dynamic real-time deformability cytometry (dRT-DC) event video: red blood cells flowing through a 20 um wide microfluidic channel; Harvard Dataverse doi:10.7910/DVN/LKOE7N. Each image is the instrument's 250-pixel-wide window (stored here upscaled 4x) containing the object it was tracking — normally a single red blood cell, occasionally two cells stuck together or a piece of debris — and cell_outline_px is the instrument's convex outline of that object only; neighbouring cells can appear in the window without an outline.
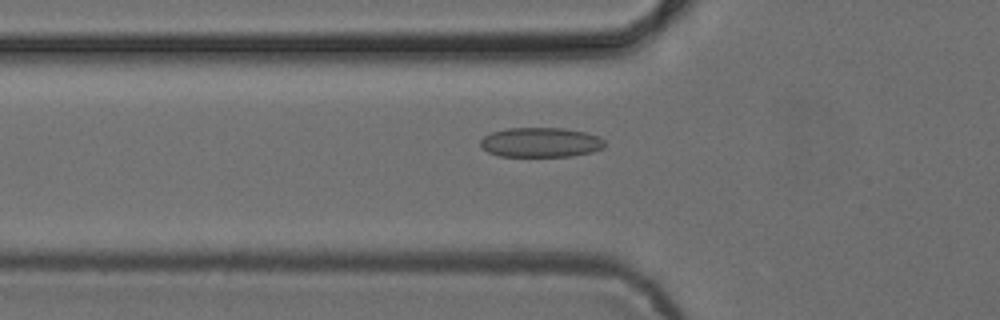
{"species": "common noctule bat (a hibernating species)", "species_latin": "Nyctalus noctula", "temperature_condition": "cold", "stored_images_in_passage": 52, "camera_frame_rate_fps": 3000, "um_per_image_px": 0.085, "animal": {"sex": "female", "body_mass_g": 24.6, "forearm_length_mm": 56.2}, "frame": {"image": 1, "passage_image": 18, "time_ms": 5.667, "image_size_px": [1000, 320], "cell_outline_px": [[608, 144], [604, 148], [592, 152], [572, 156], [500, 156], [488, 152], [480, 144], [480, 140], [484, 136], [492, 132], [508, 128], [564, 128], [584, 132], [600, 136]], "centroid_in_image_um": [46.01, 12.1], "position_along_channel_um": 79.8, "area_um2": 21.62}}
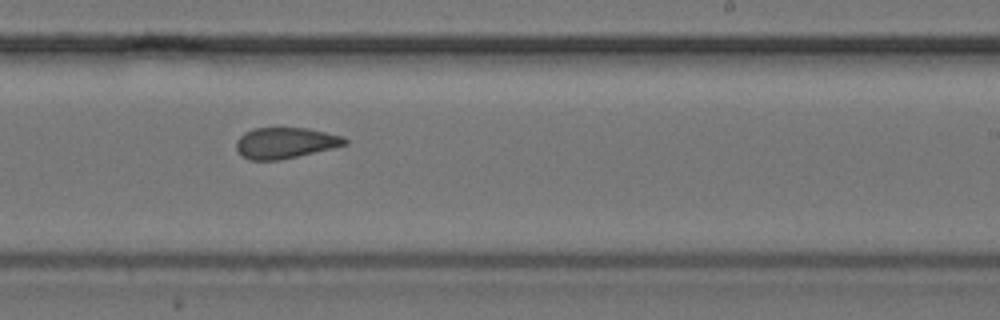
{"frame": {"image": 2, "passage_image": 32, "time_ms": 10.333, "image_size_px": [1000, 320], "cell_outline_px": [[348, 144], [332, 148], [280, 160], [248, 160], [240, 156], [236, 148], [236, 140], [244, 132], [252, 128], [308, 128], [344, 136], [348, 140]], "centroid_in_image_um": [24.22, 12.15], "position_along_channel_um": 264.8, "area_um2": 19.77}}
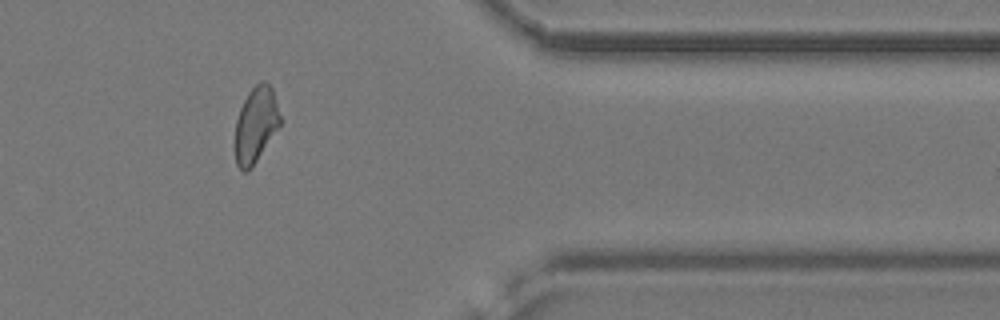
{"frame": {"image": 3, "passage_image": 43, "time_ms": 14.0, "image_size_px": [1000, 320], "cell_outline_px": [[280, 124], [252, 168], [248, 172], [244, 172], [236, 164], [236, 120], [240, 108], [248, 92], [260, 80], [264, 80], [272, 88], [280, 116]], "centroid_in_image_um": [21.73, 10.6], "position_along_channel_um": 389.7, "area_um2": 19.54}, "authors_computed_cell_mechanics": {"area_um2": 20.808, "velocity_mm_per_s": 3.9364, "shape_relaxation_time_tau1_ms": null, "shape_relaxation_time_tau2_ms": 2.0271, "deformation_change_tau1": null, "deformation_change_tau2": 0.0832}}